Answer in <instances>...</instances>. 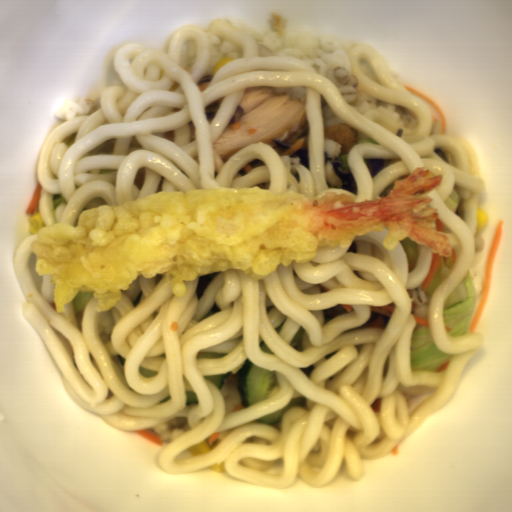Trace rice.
Here are the masks:
<instances>
[{
  "mask_svg": "<svg viewBox=\"0 0 512 512\" xmlns=\"http://www.w3.org/2000/svg\"><path fill=\"white\" fill-rule=\"evenodd\" d=\"M234 25L251 31L257 44L272 54L288 55L304 61L325 77L332 68H344L353 74L349 53L336 38H318L300 30L281 34L278 30L259 31L251 24Z\"/></svg>",
  "mask_w": 512,
  "mask_h": 512,
  "instance_id": "rice-1",
  "label": "rice"
},
{
  "mask_svg": "<svg viewBox=\"0 0 512 512\" xmlns=\"http://www.w3.org/2000/svg\"><path fill=\"white\" fill-rule=\"evenodd\" d=\"M347 102L362 115L369 110L376 109L386 114L400 125L411 129L419 126L417 118L410 109L368 96L359 87L357 88L355 101Z\"/></svg>",
  "mask_w": 512,
  "mask_h": 512,
  "instance_id": "rice-2",
  "label": "rice"
},
{
  "mask_svg": "<svg viewBox=\"0 0 512 512\" xmlns=\"http://www.w3.org/2000/svg\"><path fill=\"white\" fill-rule=\"evenodd\" d=\"M100 108V102L91 97L77 98L73 102L60 107L55 113L54 118L63 122L80 115H90Z\"/></svg>",
  "mask_w": 512,
  "mask_h": 512,
  "instance_id": "rice-3",
  "label": "rice"
}]
</instances>
